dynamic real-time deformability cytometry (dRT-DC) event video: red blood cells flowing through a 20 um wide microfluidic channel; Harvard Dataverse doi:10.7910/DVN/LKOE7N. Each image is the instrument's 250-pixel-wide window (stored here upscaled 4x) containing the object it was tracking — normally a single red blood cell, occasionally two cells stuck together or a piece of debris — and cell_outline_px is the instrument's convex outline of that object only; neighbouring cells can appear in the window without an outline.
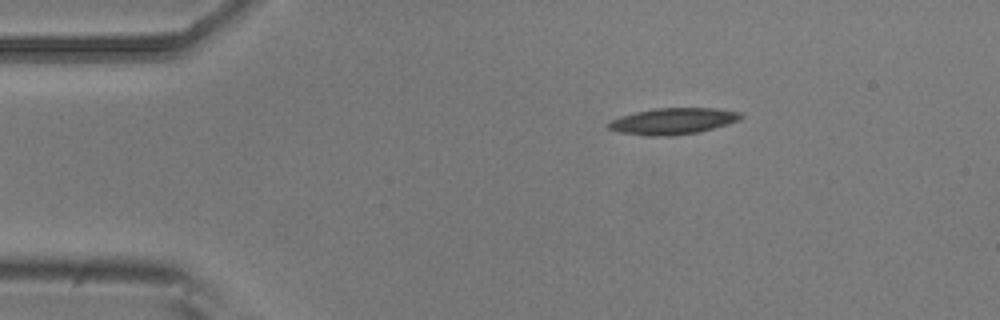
{"species": "common noctule bat (a hibernating species)", "species_latin": "Nyctalus noctula", "temperature_condition": "room temperature", "stored_images_in_passage": 3, "camera_frame_rate_fps": 3000, "um_per_image_px": 0.085, "animal": {"sex": "male", "body_mass_g": 20.5, "forearm_length_mm": 52.5}, "frame": {"image": 1, "passage_image": 1, "time_ms": 0.0, "image_size_px": [1000, 320], "cell_outline_px": [[744, 116], [740, 120], [728, 124], [700, 132], [672, 136], [644, 136], [620, 132], [608, 128], [604, 124], [620, 116], [652, 108], [716, 108], [740, 112]], "centroid_in_image_um": [57.2, 10.3], "position_along_channel_um": 27.8, "area_um2": 20.58}}
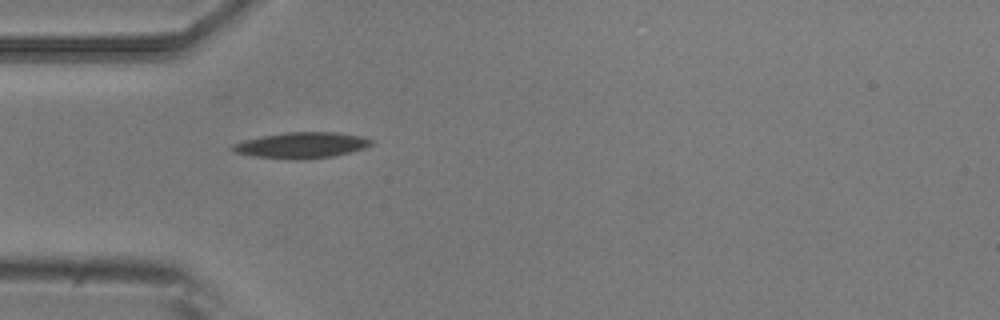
{"frame": {"image": 2, "passage_image": 3, "time_ms": 0.667, "image_size_px": [1000, 320], "cell_outline_px": [[372, 144], [364, 148], [352, 152], [336, 156], [304, 160], [292, 160], [256, 156], [236, 152], [228, 148], [232, 144], [244, 140], [260, 136], [288, 132], [336, 132], [360, 136], [372, 140]], "centroid_in_image_um": [25.63, 12.35], "position_along_channel_um": 59.4, "area_um2": 21.1}}